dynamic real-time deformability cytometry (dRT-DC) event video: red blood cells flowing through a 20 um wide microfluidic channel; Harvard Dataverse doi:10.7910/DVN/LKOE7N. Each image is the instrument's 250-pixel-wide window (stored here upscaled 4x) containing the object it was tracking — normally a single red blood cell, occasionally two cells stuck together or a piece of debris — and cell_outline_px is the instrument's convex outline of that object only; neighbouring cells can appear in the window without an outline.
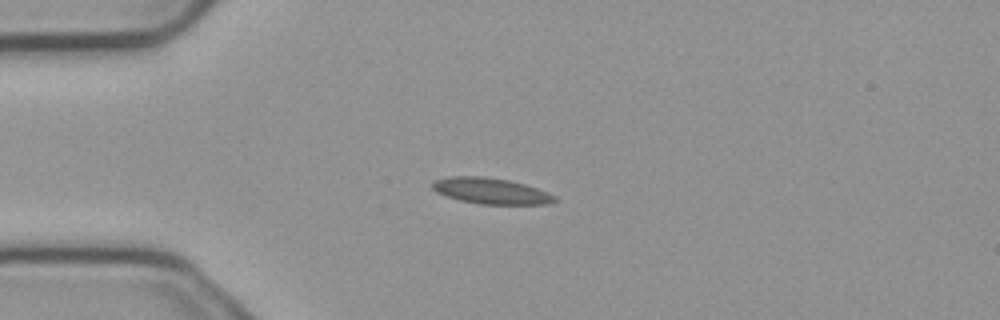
{"species": "common noctule bat (a hibernating species)", "species_latin": "Nyctalus noctula", "temperature_condition": "cold", "stored_images_in_passage": 7, "camera_frame_rate_fps": 3000, "um_per_image_px": 0.085, "animal": {"sex": "male", "body_mass_g": 23.1, "forearm_length_mm": 52.7}, "frame": {"image": 1, "passage_image": 3, "time_ms": 0.667, "image_size_px": [1000, 320], "cell_outline_px": [[560, 200], [552, 204], [480, 204], [460, 200], [444, 196], [436, 192], [432, 188], [432, 180], [448, 176], [480, 176], [508, 180], [524, 184], [536, 188], [556, 196]], "centroid_in_image_um": [41.71, 16.23], "position_along_channel_um": 43.3, "area_um2": 18.67}}
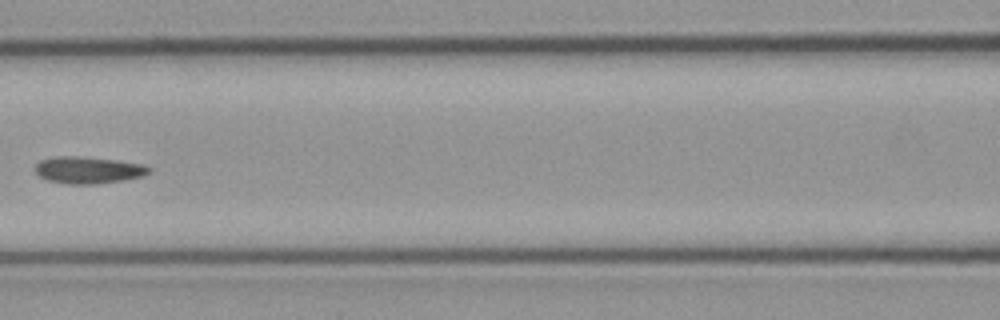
{"frame": {"image": 2, "passage_image": 6, "time_ms": 1.667, "image_size_px": [1000, 320], "cell_outline_px": [[152, 172], [144, 176], [124, 180], [96, 184], [64, 184], [48, 180], [40, 176], [32, 168], [40, 160], [56, 156], [76, 156], [116, 160], [144, 164], [152, 168]], "centroid_in_image_um": [7.52, 14.46], "position_along_channel_um": 159.1, "area_um2": 18.09}}
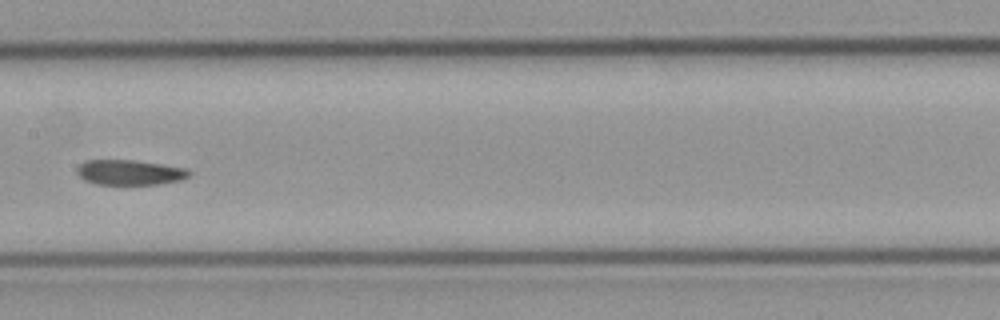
{"frame": {"image": 3, "passage_image": 7, "time_ms": 2.0, "image_size_px": [1000, 320], "cell_outline_px": [[192, 172], [188, 176], [180, 180], [160, 184], [96, 184], [84, 180], [76, 172], [76, 168], [84, 160], [132, 160], [188, 168]], "centroid_in_image_um": [11.01, 14.65], "position_along_channel_um": 196.4, "area_um2": 16.42}}